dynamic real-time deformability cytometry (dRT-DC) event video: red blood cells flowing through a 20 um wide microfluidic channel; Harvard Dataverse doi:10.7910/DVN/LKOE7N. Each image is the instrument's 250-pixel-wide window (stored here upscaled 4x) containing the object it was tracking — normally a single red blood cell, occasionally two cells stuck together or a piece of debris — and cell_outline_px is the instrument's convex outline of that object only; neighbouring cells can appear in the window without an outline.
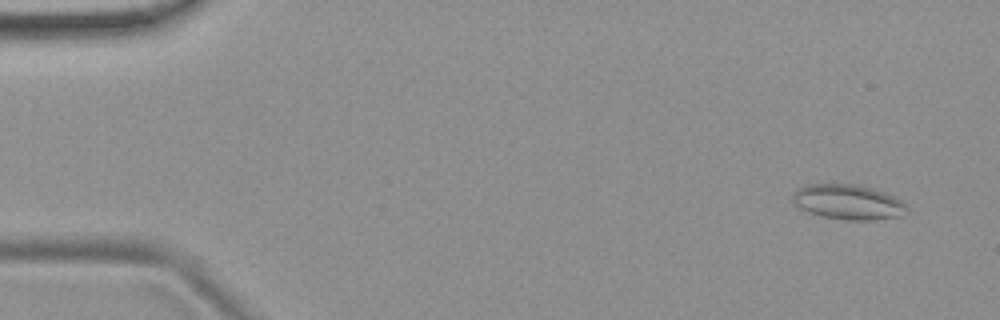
{"species": "common noctule bat (a hibernating species)", "species_latin": "Nyctalus noctula", "temperature_condition": "room temperature", "stored_images_in_passage": 6, "camera_frame_rate_fps": 3000, "um_per_image_px": 0.085, "animal": {"sex": "female", "body_mass_g": 19.9}, "frame": {"image": 1, "passage_image": 1, "time_ms": 0.0, "image_size_px": [1000, 320], "cell_outline_px": [[908, 212], [896, 216], [868, 220], [848, 220], [820, 216], [808, 212], [792, 204], [792, 196], [800, 188], [808, 184], [852, 184], [868, 188], [892, 196], [900, 200], [908, 208]], "centroid_in_image_um": [72.02, 17.18], "position_along_channel_um": 13.0, "area_um2": 22.77}}
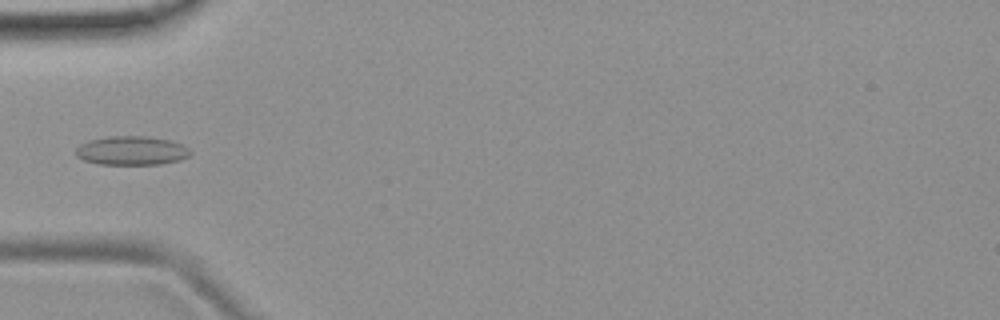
{"frame": {"image": 2, "passage_image": 5, "time_ms": 4.667, "image_size_px": [1000, 320], "cell_outline_px": [[192, 152], [188, 156], [180, 160], [160, 164], [96, 164], [84, 160], [76, 156], [76, 148], [80, 144], [88, 140], [108, 136], [148, 136], [168, 140], [184, 144]], "centroid_in_image_um": [11.18, 12.8], "position_along_channel_um": 73.8, "area_um2": 19.42}}
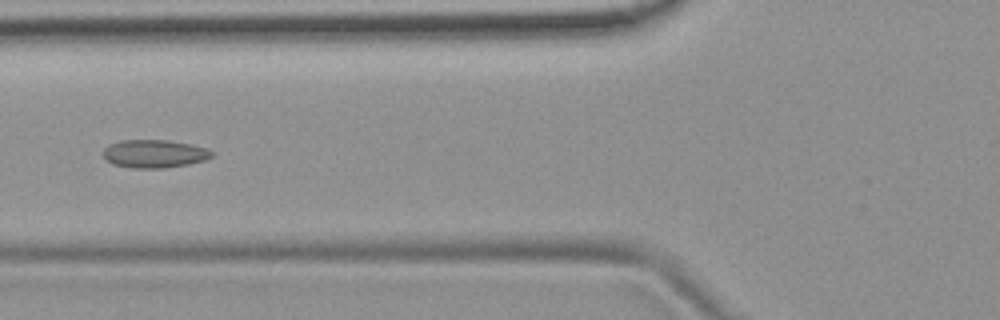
{"frame": {"image": 3, "passage_image": 6, "time_ms": 5.667, "image_size_px": [1000, 320], "cell_outline_px": [[212, 156], [204, 160], [188, 164], [164, 168], [132, 168], [112, 164], [104, 156], [104, 148], [108, 144], [120, 140], [168, 140], [208, 148], [212, 152]], "centroid_in_image_um": [13.1, 13.06], "position_along_channel_um": 112.7, "area_um2": 17.69}}